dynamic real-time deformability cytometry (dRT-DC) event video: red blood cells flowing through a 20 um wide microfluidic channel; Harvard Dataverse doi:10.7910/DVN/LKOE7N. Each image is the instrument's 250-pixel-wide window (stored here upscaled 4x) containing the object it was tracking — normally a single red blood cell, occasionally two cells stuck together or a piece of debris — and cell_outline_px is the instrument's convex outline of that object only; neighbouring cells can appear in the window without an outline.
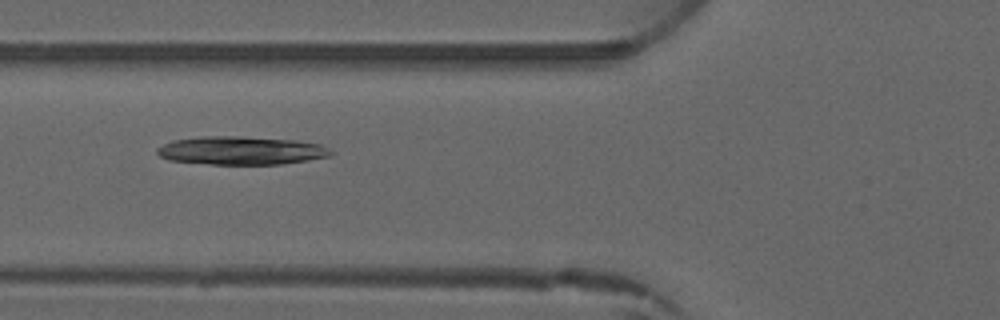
{"species": "common noctule bat (a hibernating species)", "species_latin": "Nyctalus noctula", "temperature_condition": "warm", "stored_images_in_passage": 5, "camera_frame_rate_fps": 3000, "um_per_image_px": 0.085, "animal": {"sex": "male", "forearm_length_mm": 52.5}, "frame": {"image": 1, "passage_image": 5, "time_ms": 4.333, "image_size_px": [1000, 320], "cell_outline_px": [[336, 152], [332, 156], [308, 160], [280, 164], [212, 164], [168, 160], [160, 156], [156, 152], [156, 148], [172, 140], [200, 136], [240, 136], [296, 140], [320, 144]], "centroid_in_image_um": [20.52, 12.79], "position_along_channel_um": 105.3, "area_um2": 28.84}}